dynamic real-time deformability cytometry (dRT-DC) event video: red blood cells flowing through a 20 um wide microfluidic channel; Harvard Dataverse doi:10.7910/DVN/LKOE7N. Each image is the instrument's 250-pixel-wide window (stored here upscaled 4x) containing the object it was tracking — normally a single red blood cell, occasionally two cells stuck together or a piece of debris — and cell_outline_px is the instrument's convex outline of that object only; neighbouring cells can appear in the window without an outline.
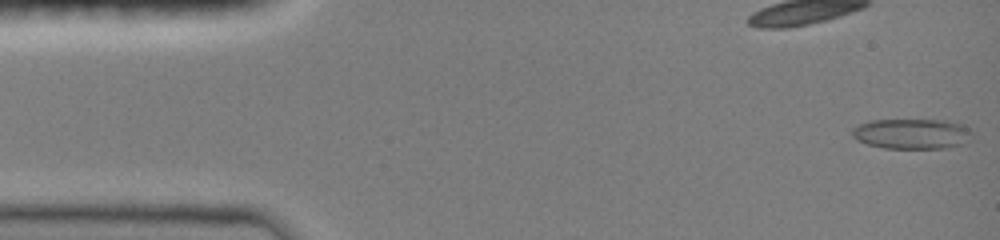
{"species": "common noctule bat (a hibernating species)", "species_latin": "Nyctalus noctula", "temperature_condition": "room temperature", "stored_images_in_passage": 47, "camera_frame_rate_fps": 3000, "um_per_image_px": 0.085, "animal": {"sex": "female", "body_mass_g": 19.0, "forearm_length_mm": 51.5}, "frame": {"image": 1, "passage_image": 1, "time_ms": 0.0, "image_size_px": [1000, 240], "cell_outline_px": [[972, 136], [960, 144], [948, 148], [884, 148], [868, 144], [856, 140], [852, 136], [852, 128], [868, 120], [948, 120], [960, 124], [968, 128], [972, 132]], "centroid_in_image_um": [77.48, 11.36], "position_along_channel_um": 7.5, "area_um2": 21.1}}
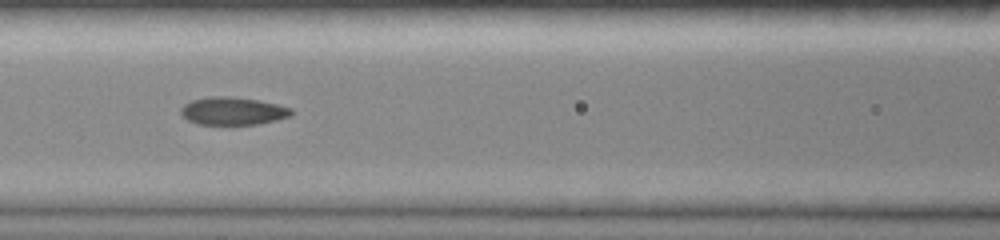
{"frame": {"image": 2, "passage_image": 20, "time_ms": 6.333, "image_size_px": [1000, 240], "cell_outline_px": [[296, 112], [292, 116], [260, 124], [196, 124], [188, 120], [180, 112], [180, 108], [184, 104], [192, 100], [208, 96], [228, 96], [256, 100], [276, 104], [292, 108]], "centroid_in_image_um": [19.82, 9.44], "position_along_channel_um": 146.8, "area_um2": 17.98}}
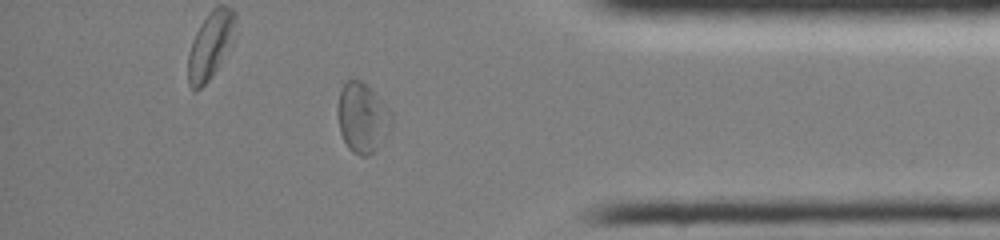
{"frame": {"image": 3, "passage_image": 40, "time_ms": 13.0, "image_size_px": [1000, 240], "cell_outline_px": [[392, 124], [388, 132], [376, 148], [368, 156], [360, 156], [352, 152], [348, 148], [340, 132], [336, 112], [340, 92], [344, 80], [360, 80], [392, 112]], "centroid_in_image_um": [30.76, 10.02], "position_along_channel_um": 404.4, "area_um2": 21.62}, "authors_computed_cell_mechanics": {"area_um2": 19.074, "velocity_mm_per_s": 4.058, "shape_relaxation_time_tau1_ms": null, "shape_relaxation_time_tau2_ms": 2.2257, "deformation_change_tau1": null, "deformation_change_tau2": 0.0688}}